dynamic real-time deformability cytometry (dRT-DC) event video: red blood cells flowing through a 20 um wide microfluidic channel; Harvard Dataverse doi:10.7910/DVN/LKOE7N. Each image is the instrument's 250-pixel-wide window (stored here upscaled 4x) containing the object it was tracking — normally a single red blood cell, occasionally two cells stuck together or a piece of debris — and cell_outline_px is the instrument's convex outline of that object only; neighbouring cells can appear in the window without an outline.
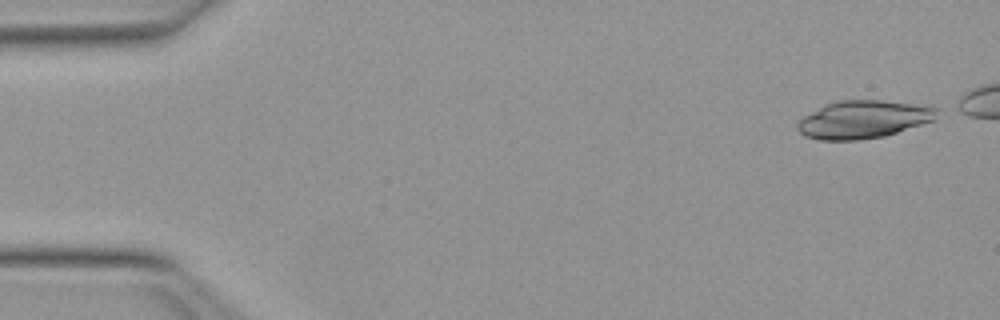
{"species": "Egyptian fruit bat (a non-hibernating species)", "species_latin": "Rousettus aegyptiacus", "temperature_condition": "warm", "stored_images_in_passage": 19, "camera_frame_rate_fps": 3000, "um_per_image_px": 0.085, "animal": {"sex": "female"}, "frame": {"image": 1, "passage_image": 1, "time_ms": 0.0, "image_size_px": [1000, 320], "cell_outline_px": [[940, 108], [936, 120], [884, 136], [856, 140], [820, 140], [804, 136], [796, 128], [796, 124], [804, 116], [824, 104], [840, 100], [880, 100]], "centroid_in_image_um": [73.37, 10.15], "position_along_channel_um": 11.6, "area_um2": 30.69}}
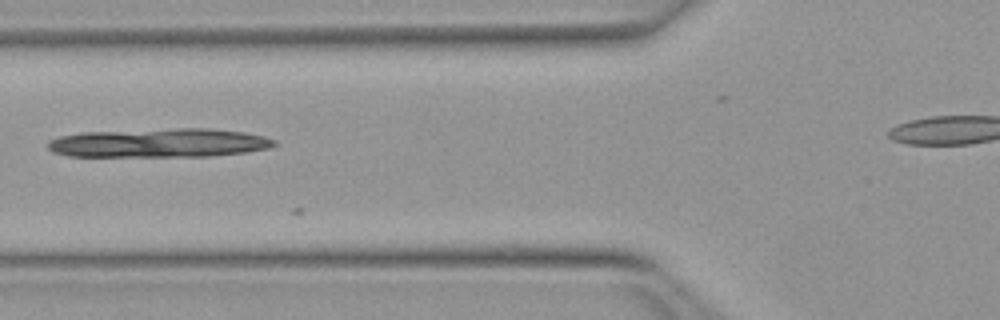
{"frame": {"image": 2, "passage_image": 18, "time_ms": 5.667, "image_size_px": [1000, 320], "cell_outline_px": [[276, 144], [268, 148], [248, 152], [208, 156], [68, 156], [52, 152], [48, 148], [48, 140], [60, 136], [84, 132], [176, 128], [208, 128], [244, 132], [264, 136], [276, 140]], "centroid_in_image_um": [13.54, 12.14], "position_along_channel_um": 112.3, "area_um2": 38.21}}